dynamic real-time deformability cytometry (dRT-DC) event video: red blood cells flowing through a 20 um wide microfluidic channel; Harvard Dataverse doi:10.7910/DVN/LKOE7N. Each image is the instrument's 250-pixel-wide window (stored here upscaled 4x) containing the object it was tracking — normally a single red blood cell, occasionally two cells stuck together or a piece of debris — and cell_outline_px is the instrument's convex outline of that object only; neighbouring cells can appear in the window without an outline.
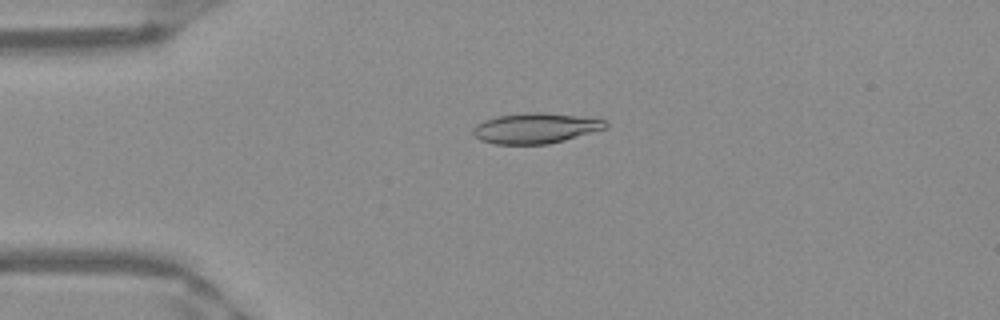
{"species": "Egyptian fruit bat (a non-hibernating species)", "species_latin": "Rousettus aegyptiacus", "temperature_condition": "warm", "stored_images_in_passage": 44, "camera_frame_rate_fps": 3000, "um_per_image_px": 0.085, "frame": {"image": 1, "passage_image": 5, "time_ms": 1.333, "image_size_px": [1000, 320], "cell_outline_px": [[608, 128], [564, 140], [548, 144], [496, 144], [480, 140], [472, 132], [472, 128], [476, 124], [484, 120], [496, 116], [528, 112], [544, 112], [608, 120]], "centroid_in_image_um": [45.52, 10.89], "position_along_channel_um": 39.5, "area_um2": 23.52}}
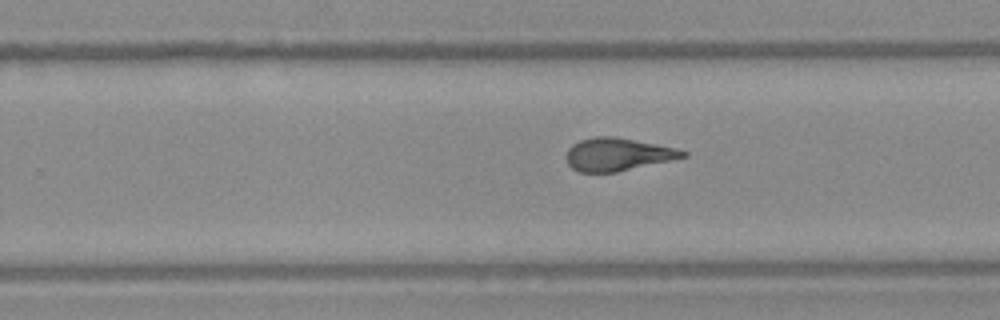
{"frame": {"image": 2, "passage_image": 25, "time_ms": 8.0, "image_size_px": [1000, 320], "cell_outline_px": [[688, 156], [672, 160], [616, 172], [580, 172], [572, 168], [568, 164], [564, 156], [568, 148], [572, 144], [580, 140], [596, 136], [612, 136], [656, 144], [676, 148], [688, 152]], "centroid_in_image_um": [52.47, 13.12], "position_along_channel_um": 277.3, "area_um2": 22.31}}
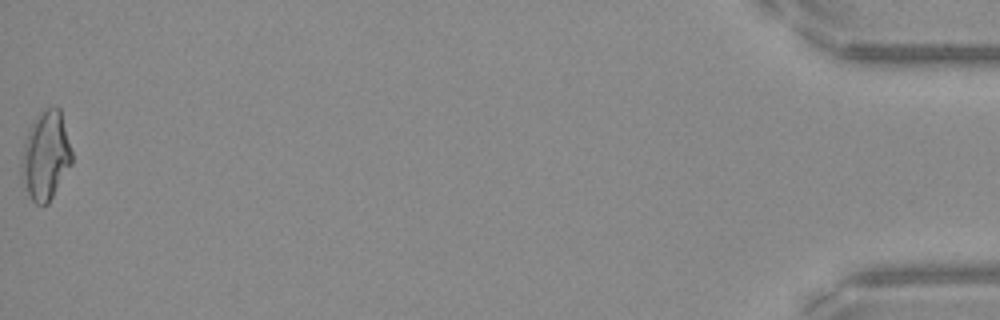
{"frame": {"image": 3, "passage_image": 44, "time_ms": 14.333, "image_size_px": [1000, 320], "cell_outline_px": [[72, 164], [48, 204], [36, 204], [28, 196], [20, 184], [20, 172], [24, 144], [28, 128], [32, 120], [44, 108], [52, 104], [56, 104], [60, 108], [72, 152]], "centroid_in_image_um": [3.86, 13.22], "position_along_channel_um": 431.3, "area_um2": 26.7}, "authors_computed_cell_mechanics": {"area_um2": 23.12, "velocity_mm_per_s": 3.989, "shape_relaxation_time_tau1_ms": 10.4017, "shape_relaxation_time_tau2_ms": 1.4121, "deformation_change_tau1": 0.2888, "deformation_change_tau2": 0.081}}